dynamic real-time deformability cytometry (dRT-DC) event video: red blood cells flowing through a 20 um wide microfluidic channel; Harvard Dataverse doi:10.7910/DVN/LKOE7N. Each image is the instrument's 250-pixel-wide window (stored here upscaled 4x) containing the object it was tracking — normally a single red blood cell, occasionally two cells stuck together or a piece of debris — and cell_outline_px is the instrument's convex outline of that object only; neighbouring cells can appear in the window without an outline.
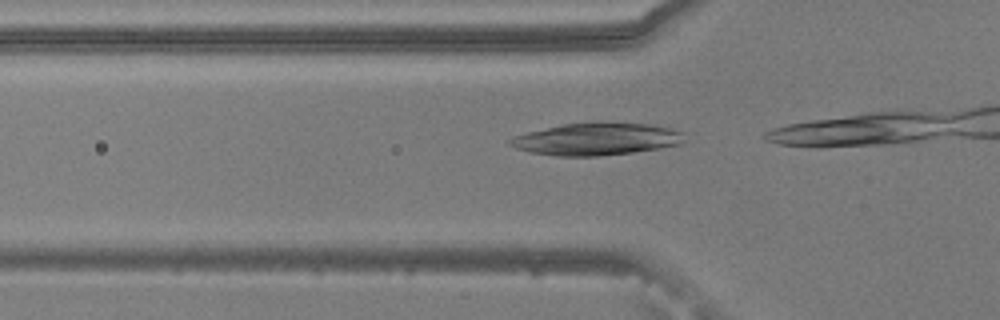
{"species": "common noctule bat (a hibernating species)", "species_latin": "Nyctalus noctula", "temperature_condition": "warm", "stored_images_in_passage": 10, "camera_frame_rate_fps": 3000, "um_per_image_px": 0.085, "animal": {"sex": "male", "body_mass_g": 20.5, "forearm_length_mm": 52.5}, "frame": {"image": 1, "passage_image": 6, "time_ms": 1.667, "image_size_px": [1000, 320], "cell_outline_px": [[684, 144], [660, 148], [632, 152], [600, 156], [556, 156], [532, 152], [516, 148], [508, 144], [508, 140], [512, 136], [528, 132], [564, 124], [592, 120], [600, 120], [652, 124], [684, 132]], "centroid_in_image_um": [50.74, 11.79], "position_along_channel_um": 75.1, "area_um2": 33.52}}
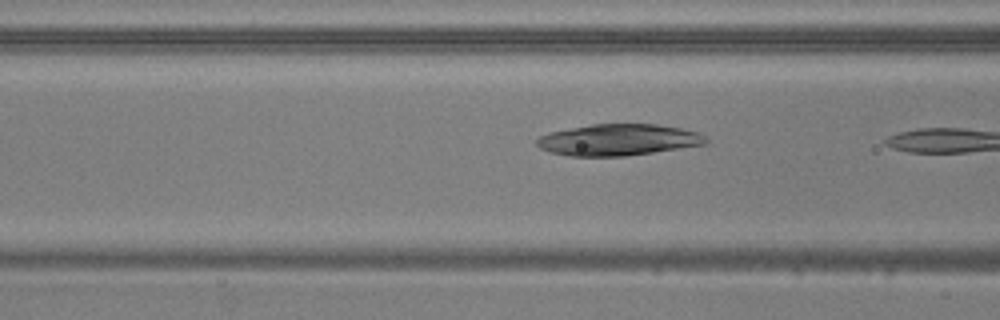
{"frame": {"image": 2, "passage_image": 9, "time_ms": 2.667, "image_size_px": [1000, 320], "cell_outline_px": [[708, 144], [624, 156], [568, 156], [548, 152], [540, 148], [536, 144], [536, 140], [540, 136], [548, 132], [592, 124], [656, 124], [680, 128], [700, 132], [708, 140]], "centroid_in_image_um": [52.54, 11.88], "position_along_channel_um": 114.1, "area_um2": 31.04}}